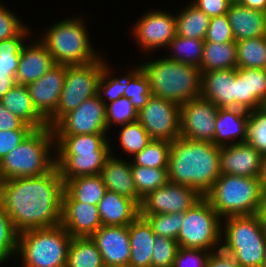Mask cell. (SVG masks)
<instances>
[{"mask_svg":"<svg viewBox=\"0 0 266 267\" xmlns=\"http://www.w3.org/2000/svg\"><path fill=\"white\" fill-rule=\"evenodd\" d=\"M236 68V41L225 43L204 41L203 56L199 67L201 72Z\"/></svg>","mask_w":266,"mask_h":267,"instance_id":"obj_31","label":"cell"},{"mask_svg":"<svg viewBox=\"0 0 266 267\" xmlns=\"http://www.w3.org/2000/svg\"><path fill=\"white\" fill-rule=\"evenodd\" d=\"M263 267H266V255H265V261H264Z\"/></svg>","mask_w":266,"mask_h":267,"instance_id":"obj_63","label":"cell"},{"mask_svg":"<svg viewBox=\"0 0 266 267\" xmlns=\"http://www.w3.org/2000/svg\"><path fill=\"white\" fill-rule=\"evenodd\" d=\"M236 108L246 110L245 68H236Z\"/></svg>","mask_w":266,"mask_h":267,"instance_id":"obj_55","label":"cell"},{"mask_svg":"<svg viewBox=\"0 0 266 267\" xmlns=\"http://www.w3.org/2000/svg\"><path fill=\"white\" fill-rule=\"evenodd\" d=\"M249 118V111L241 108H218L214 144L222 147L227 146V140L239 138L238 141L231 144L245 143L246 125Z\"/></svg>","mask_w":266,"mask_h":267,"instance_id":"obj_26","label":"cell"},{"mask_svg":"<svg viewBox=\"0 0 266 267\" xmlns=\"http://www.w3.org/2000/svg\"><path fill=\"white\" fill-rule=\"evenodd\" d=\"M201 97L218 108H236V69L202 72Z\"/></svg>","mask_w":266,"mask_h":267,"instance_id":"obj_20","label":"cell"},{"mask_svg":"<svg viewBox=\"0 0 266 267\" xmlns=\"http://www.w3.org/2000/svg\"><path fill=\"white\" fill-rule=\"evenodd\" d=\"M110 68L108 64H104L102 67V74L98 82L97 95L101 98L103 102L108 98L109 102H113L120 97L124 96V90L127 88V75L123 78H109Z\"/></svg>","mask_w":266,"mask_h":267,"instance_id":"obj_47","label":"cell"},{"mask_svg":"<svg viewBox=\"0 0 266 267\" xmlns=\"http://www.w3.org/2000/svg\"><path fill=\"white\" fill-rule=\"evenodd\" d=\"M257 216L260 220L263 233L266 237V213H257Z\"/></svg>","mask_w":266,"mask_h":267,"instance_id":"obj_59","label":"cell"},{"mask_svg":"<svg viewBox=\"0 0 266 267\" xmlns=\"http://www.w3.org/2000/svg\"><path fill=\"white\" fill-rule=\"evenodd\" d=\"M66 267H105L102 256L91 237H73Z\"/></svg>","mask_w":266,"mask_h":267,"instance_id":"obj_33","label":"cell"},{"mask_svg":"<svg viewBox=\"0 0 266 267\" xmlns=\"http://www.w3.org/2000/svg\"><path fill=\"white\" fill-rule=\"evenodd\" d=\"M120 132V144L125 152L133 157L142 151L151 141L145 128L138 122L123 124Z\"/></svg>","mask_w":266,"mask_h":267,"instance_id":"obj_42","label":"cell"},{"mask_svg":"<svg viewBox=\"0 0 266 267\" xmlns=\"http://www.w3.org/2000/svg\"><path fill=\"white\" fill-rule=\"evenodd\" d=\"M212 251L208 256L206 267H240L231 255L224 253L220 248Z\"/></svg>","mask_w":266,"mask_h":267,"instance_id":"obj_54","label":"cell"},{"mask_svg":"<svg viewBox=\"0 0 266 267\" xmlns=\"http://www.w3.org/2000/svg\"><path fill=\"white\" fill-rule=\"evenodd\" d=\"M176 19V35L187 38L204 39L210 17L193 4L182 9Z\"/></svg>","mask_w":266,"mask_h":267,"instance_id":"obj_32","label":"cell"},{"mask_svg":"<svg viewBox=\"0 0 266 267\" xmlns=\"http://www.w3.org/2000/svg\"><path fill=\"white\" fill-rule=\"evenodd\" d=\"M106 102L96 95L65 114L53 127L54 135L106 133Z\"/></svg>","mask_w":266,"mask_h":267,"instance_id":"obj_12","label":"cell"},{"mask_svg":"<svg viewBox=\"0 0 266 267\" xmlns=\"http://www.w3.org/2000/svg\"><path fill=\"white\" fill-rule=\"evenodd\" d=\"M246 111L266 105V70L245 68Z\"/></svg>","mask_w":266,"mask_h":267,"instance_id":"obj_37","label":"cell"},{"mask_svg":"<svg viewBox=\"0 0 266 267\" xmlns=\"http://www.w3.org/2000/svg\"><path fill=\"white\" fill-rule=\"evenodd\" d=\"M43 37L40 41L52 55L55 64L83 65L100 58L95 55L84 23L79 18L64 19L54 24Z\"/></svg>","mask_w":266,"mask_h":267,"instance_id":"obj_8","label":"cell"},{"mask_svg":"<svg viewBox=\"0 0 266 267\" xmlns=\"http://www.w3.org/2000/svg\"><path fill=\"white\" fill-rule=\"evenodd\" d=\"M140 216L148 221L155 235L177 240L183 222V213Z\"/></svg>","mask_w":266,"mask_h":267,"instance_id":"obj_43","label":"cell"},{"mask_svg":"<svg viewBox=\"0 0 266 267\" xmlns=\"http://www.w3.org/2000/svg\"><path fill=\"white\" fill-rule=\"evenodd\" d=\"M180 105L151 95L138 111V122L152 140L171 142L180 137Z\"/></svg>","mask_w":266,"mask_h":267,"instance_id":"obj_11","label":"cell"},{"mask_svg":"<svg viewBox=\"0 0 266 267\" xmlns=\"http://www.w3.org/2000/svg\"><path fill=\"white\" fill-rule=\"evenodd\" d=\"M221 217L203 197L183 213V222L177 237L179 247L207 250L222 244ZM217 245V246H216Z\"/></svg>","mask_w":266,"mask_h":267,"instance_id":"obj_10","label":"cell"},{"mask_svg":"<svg viewBox=\"0 0 266 267\" xmlns=\"http://www.w3.org/2000/svg\"><path fill=\"white\" fill-rule=\"evenodd\" d=\"M63 190L75 201L98 205L104 197L106 187L100 174L66 179Z\"/></svg>","mask_w":266,"mask_h":267,"instance_id":"obj_30","label":"cell"},{"mask_svg":"<svg viewBox=\"0 0 266 267\" xmlns=\"http://www.w3.org/2000/svg\"><path fill=\"white\" fill-rule=\"evenodd\" d=\"M97 206L102 225L127 226L140 215V205L135 200L110 190Z\"/></svg>","mask_w":266,"mask_h":267,"instance_id":"obj_23","label":"cell"},{"mask_svg":"<svg viewBox=\"0 0 266 267\" xmlns=\"http://www.w3.org/2000/svg\"><path fill=\"white\" fill-rule=\"evenodd\" d=\"M110 152H86L79 155H56V166L63 182L80 176L101 173Z\"/></svg>","mask_w":266,"mask_h":267,"instance_id":"obj_25","label":"cell"},{"mask_svg":"<svg viewBox=\"0 0 266 267\" xmlns=\"http://www.w3.org/2000/svg\"><path fill=\"white\" fill-rule=\"evenodd\" d=\"M204 40L215 43L235 41L227 14L210 18V23L207 28Z\"/></svg>","mask_w":266,"mask_h":267,"instance_id":"obj_48","label":"cell"},{"mask_svg":"<svg viewBox=\"0 0 266 267\" xmlns=\"http://www.w3.org/2000/svg\"><path fill=\"white\" fill-rule=\"evenodd\" d=\"M110 267H131L130 265H117V266H110Z\"/></svg>","mask_w":266,"mask_h":267,"instance_id":"obj_62","label":"cell"},{"mask_svg":"<svg viewBox=\"0 0 266 267\" xmlns=\"http://www.w3.org/2000/svg\"><path fill=\"white\" fill-rule=\"evenodd\" d=\"M53 139V140H52ZM54 132L49 126L34 129L24 141L0 161V170L5 180L37 177L50 172L56 166V158L50 160Z\"/></svg>","mask_w":266,"mask_h":267,"instance_id":"obj_4","label":"cell"},{"mask_svg":"<svg viewBox=\"0 0 266 267\" xmlns=\"http://www.w3.org/2000/svg\"><path fill=\"white\" fill-rule=\"evenodd\" d=\"M204 39L187 38L175 36L169 43L168 47L173 49L175 53L165 57L172 61L191 64L200 67L203 56Z\"/></svg>","mask_w":266,"mask_h":267,"instance_id":"obj_36","label":"cell"},{"mask_svg":"<svg viewBox=\"0 0 266 267\" xmlns=\"http://www.w3.org/2000/svg\"><path fill=\"white\" fill-rule=\"evenodd\" d=\"M130 72L127 75V88L124 90V97L130 99L134 108L139 111L151 96L150 83L141 67L137 66L135 70Z\"/></svg>","mask_w":266,"mask_h":267,"instance_id":"obj_41","label":"cell"},{"mask_svg":"<svg viewBox=\"0 0 266 267\" xmlns=\"http://www.w3.org/2000/svg\"><path fill=\"white\" fill-rule=\"evenodd\" d=\"M3 181H4V179L2 177L1 170H0V186L2 185Z\"/></svg>","mask_w":266,"mask_h":267,"instance_id":"obj_61","label":"cell"},{"mask_svg":"<svg viewBox=\"0 0 266 267\" xmlns=\"http://www.w3.org/2000/svg\"><path fill=\"white\" fill-rule=\"evenodd\" d=\"M105 105L108 129L114 122L123 125L138 121V111L134 108L131 100L124 96L110 104L107 102Z\"/></svg>","mask_w":266,"mask_h":267,"instance_id":"obj_45","label":"cell"},{"mask_svg":"<svg viewBox=\"0 0 266 267\" xmlns=\"http://www.w3.org/2000/svg\"><path fill=\"white\" fill-rule=\"evenodd\" d=\"M245 143L266 155V106L249 111Z\"/></svg>","mask_w":266,"mask_h":267,"instance_id":"obj_40","label":"cell"},{"mask_svg":"<svg viewBox=\"0 0 266 267\" xmlns=\"http://www.w3.org/2000/svg\"><path fill=\"white\" fill-rule=\"evenodd\" d=\"M228 145L220 148L221 174L260 178L263 156L247 143Z\"/></svg>","mask_w":266,"mask_h":267,"instance_id":"obj_18","label":"cell"},{"mask_svg":"<svg viewBox=\"0 0 266 267\" xmlns=\"http://www.w3.org/2000/svg\"><path fill=\"white\" fill-rule=\"evenodd\" d=\"M220 249L233 257L240 267H263L266 237L257 214L226 217ZM224 243V244H223Z\"/></svg>","mask_w":266,"mask_h":267,"instance_id":"obj_6","label":"cell"},{"mask_svg":"<svg viewBox=\"0 0 266 267\" xmlns=\"http://www.w3.org/2000/svg\"><path fill=\"white\" fill-rule=\"evenodd\" d=\"M61 225L72 237H91L102 226L98 206L77 202L63 190Z\"/></svg>","mask_w":266,"mask_h":267,"instance_id":"obj_16","label":"cell"},{"mask_svg":"<svg viewBox=\"0 0 266 267\" xmlns=\"http://www.w3.org/2000/svg\"><path fill=\"white\" fill-rule=\"evenodd\" d=\"M133 181L138 197L142 200L152 191L165 186L168 182V168H148L131 165Z\"/></svg>","mask_w":266,"mask_h":267,"instance_id":"obj_35","label":"cell"},{"mask_svg":"<svg viewBox=\"0 0 266 267\" xmlns=\"http://www.w3.org/2000/svg\"><path fill=\"white\" fill-rule=\"evenodd\" d=\"M239 3L247 8L260 10L266 13V0H239Z\"/></svg>","mask_w":266,"mask_h":267,"instance_id":"obj_57","label":"cell"},{"mask_svg":"<svg viewBox=\"0 0 266 267\" xmlns=\"http://www.w3.org/2000/svg\"><path fill=\"white\" fill-rule=\"evenodd\" d=\"M235 41L266 36V13L232 2L226 13Z\"/></svg>","mask_w":266,"mask_h":267,"instance_id":"obj_22","label":"cell"},{"mask_svg":"<svg viewBox=\"0 0 266 267\" xmlns=\"http://www.w3.org/2000/svg\"><path fill=\"white\" fill-rule=\"evenodd\" d=\"M71 234L60 224L19 233L17 254L23 267H66Z\"/></svg>","mask_w":266,"mask_h":267,"instance_id":"obj_7","label":"cell"},{"mask_svg":"<svg viewBox=\"0 0 266 267\" xmlns=\"http://www.w3.org/2000/svg\"><path fill=\"white\" fill-rule=\"evenodd\" d=\"M63 179L57 166L37 177L3 181L0 203L20 233L61 224Z\"/></svg>","mask_w":266,"mask_h":267,"instance_id":"obj_1","label":"cell"},{"mask_svg":"<svg viewBox=\"0 0 266 267\" xmlns=\"http://www.w3.org/2000/svg\"><path fill=\"white\" fill-rule=\"evenodd\" d=\"M16 84L14 74H0V99Z\"/></svg>","mask_w":266,"mask_h":267,"instance_id":"obj_56","label":"cell"},{"mask_svg":"<svg viewBox=\"0 0 266 267\" xmlns=\"http://www.w3.org/2000/svg\"><path fill=\"white\" fill-rule=\"evenodd\" d=\"M106 133L54 135L56 155H79L86 152H111Z\"/></svg>","mask_w":266,"mask_h":267,"instance_id":"obj_29","label":"cell"},{"mask_svg":"<svg viewBox=\"0 0 266 267\" xmlns=\"http://www.w3.org/2000/svg\"><path fill=\"white\" fill-rule=\"evenodd\" d=\"M140 67L149 80L151 95L179 105L201 96L202 72L194 65L161 58Z\"/></svg>","mask_w":266,"mask_h":267,"instance_id":"obj_3","label":"cell"},{"mask_svg":"<svg viewBox=\"0 0 266 267\" xmlns=\"http://www.w3.org/2000/svg\"><path fill=\"white\" fill-rule=\"evenodd\" d=\"M209 254L210 251L207 252L206 250L179 247L172 267H187L188 263L190 266L192 264L193 267H206Z\"/></svg>","mask_w":266,"mask_h":267,"instance_id":"obj_49","label":"cell"},{"mask_svg":"<svg viewBox=\"0 0 266 267\" xmlns=\"http://www.w3.org/2000/svg\"><path fill=\"white\" fill-rule=\"evenodd\" d=\"M257 213H266V189L262 191L261 208Z\"/></svg>","mask_w":266,"mask_h":267,"instance_id":"obj_60","label":"cell"},{"mask_svg":"<svg viewBox=\"0 0 266 267\" xmlns=\"http://www.w3.org/2000/svg\"><path fill=\"white\" fill-rule=\"evenodd\" d=\"M100 176L106 190L131 198L139 205L141 204L142 200L138 197L133 181L131 162L129 163L110 155L104 163Z\"/></svg>","mask_w":266,"mask_h":267,"instance_id":"obj_24","label":"cell"},{"mask_svg":"<svg viewBox=\"0 0 266 267\" xmlns=\"http://www.w3.org/2000/svg\"><path fill=\"white\" fill-rule=\"evenodd\" d=\"M231 3L230 0H195L192 2L194 6L203 11L210 18L226 14Z\"/></svg>","mask_w":266,"mask_h":267,"instance_id":"obj_52","label":"cell"},{"mask_svg":"<svg viewBox=\"0 0 266 267\" xmlns=\"http://www.w3.org/2000/svg\"><path fill=\"white\" fill-rule=\"evenodd\" d=\"M134 26L135 38L146 51L165 47L176 36L175 15L159 10L147 12Z\"/></svg>","mask_w":266,"mask_h":267,"instance_id":"obj_15","label":"cell"},{"mask_svg":"<svg viewBox=\"0 0 266 267\" xmlns=\"http://www.w3.org/2000/svg\"><path fill=\"white\" fill-rule=\"evenodd\" d=\"M83 65H65V81L56 111L47 119L53 127L65 114L75 110L86 99L96 96L104 60Z\"/></svg>","mask_w":266,"mask_h":267,"instance_id":"obj_9","label":"cell"},{"mask_svg":"<svg viewBox=\"0 0 266 267\" xmlns=\"http://www.w3.org/2000/svg\"><path fill=\"white\" fill-rule=\"evenodd\" d=\"M220 148L212 142L178 137L170 142L168 179L190 186L203 197L221 175Z\"/></svg>","mask_w":266,"mask_h":267,"instance_id":"obj_2","label":"cell"},{"mask_svg":"<svg viewBox=\"0 0 266 267\" xmlns=\"http://www.w3.org/2000/svg\"><path fill=\"white\" fill-rule=\"evenodd\" d=\"M10 10L0 5V41L19 35L25 26Z\"/></svg>","mask_w":266,"mask_h":267,"instance_id":"obj_50","label":"cell"},{"mask_svg":"<svg viewBox=\"0 0 266 267\" xmlns=\"http://www.w3.org/2000/svg\"><path fill=\"white\" fill-rule=\"evenodd\" d=\"M65 81V65L56 64L35 82L27 85L37 111L47 120L59 104Z\"/></svg>","mask_w":266,"mask_h":267,"instance_id":"obj_19","label":"cell"},{"mask_svg":"<svg viewBox=\"0 0 266 267\" xmlns=\"http://www.w3.org/2000/svg\"><path fill=\"white\" fill-rule=\"evenodd\" d=\"M218 107L203 97L180 104V137L214 143Z\"/></svg>","mask_w":266,"mask_h":267,"instance_id":"obj_14","label":"cell"},{"mask_svg":"<svg viewBox=\"0 0 266 267\" xmlns=\"http://www.w3.org/2000/svg\"><path fill=\"white\" fill-rule=\"evenodd\" d=\"M178 249L177 240L155 235L151 267H172Z\"/></svg>","mask_w":266,"mask_h":267,"instance_id":"obj_46","label":"cell"},{"mask_svg":"<svg viewBox=\"0 0 266 267\" xmlns=\"http://www.w3.org/2000/svg\"><path fill=\"white\" fill-rule=\"evenodd\" d=\"M105 267L129 265L131 247L129 227L102 225L92 236Z\"/></svg>","mask_w":266,"mask_h":267,"instance_id":"obj_17","label":"cell"},{"mask_svg":"<svg viewBox=\"0 0 266 267\" xmlns=\"http://www.w3.org/2000/svg\"><path fill=\"white\" fill-rule=\"evenodd\" d=\"M16 129H34L25 124L20 118L13 115L9 110L4 108L0 102V131Z\"/></svg>","mask_w":266,"mask_h":267,"instance_id":"obj_53","label":"cell"},{"mask_svg":"<svg viewBox=\"0 0 266 267\" xmlns=\"http://www.w3.org/2000/svg\"><path fill=\"white\" fill-rule=\"evenodd\" d=\"M34 129L0 131V161L16 148Z\"/></svg>","mask_w":266,"mask_h":267,"instance_id":"obj_51","label":"cell"},{"mask_svg":"<svg viewBox=\"0 0 266 267\" xmlns=\"http://www.w3.org/2000/svg\"><path fill=\"white\" fill-rule=\"evenodd\" d=\"M237 67L266 70V36L236 42Z\"/></svg>","mask_w":266,"mask_h":267,"instance_id":"obj_34","label":"cell"},{"mask_svg":"<svg viewBox=\"0 0 266 267\" xmlns=\"http://www.w3.org/2000/svg\"><path fill=\"white\" fill-rule=\"evenodd\" d=\"M128 227L131 247L129 265L131 267H151L155 239L151 225L139 215Z\"/></svg>","mask_w":266,"mask_h":267,"instance_id":"obj_28","label":"cell"},{"mask_svg":"<svg viewBox=\"0 0 266 267\" xmlns=\"http://www.w3.org/2000/svg\"><path fill=\"white\" fill-rule=\"evenodd\" d=\"M0 102L4 108L34 129L48 126L47 120L34 107L27 85L15 84Z\"/></svg>","mask_w":266,"mask_h":267,"instance_id":"obj_27","label":"cell"},{"mask_svg":"<svg viewBox=\"0 0 266 267\" xmlns=\"http://www.w3.org/2000/svg\"><path fill=\"white\" fill-rule=\"evenodd\" d=\"M260 179H261L263 189H266V155L263 156L262 171H261Z\"/></svg>","mask_w":266,"mask_h":267,"instance_id":"obj_58","label":"cell"},{"mask_svg":"<svg viewBox=\"0 0 266 267\" xmlns=\"http://www.w3.org/2000/svg\"><path fill=\"white\" fill-rule=\"evenodd\" d=\"M203 196L190 186L168 182L152 191L140 204V215L184 213Z\"/></svg>","mask_w":266,"mask_h":267,"instance_id":"obj_13","label":"cell"},{"mask_svg":"<svg viewBox=\"0 0 266 267\" xmlns=\"http://www.w3.org/2000/svg\"><path fill=\"white\" fill-rule=\"evenodd\" d=\"M260 178L221 174L204 196L221 218L257 214L261 208Z\"/></svg>","mask_w":266,"mask_h":267,"instance_id":"obj_5","label":"cell"},{"mask_svg":"<svg viewBox=\"0 0 266 267\" xmlns=\"http://www.w3.org/2000/svg\"><path fill=\"white\" fill-rule=\"evenodd\" d=\"M231 2H239V0H230Z\"/></svg>","mask_w":266,"mask_h":267,"instance_id":"obj_64","label":"cell"},{"mask_svg":"<svg viewBox=\"0 0 266 267\" xmlns=\"http://www.w3.org/2000/svg\"><path fill=\"white\" fill-rule=\"evenodd\" d=\"M170 142L165 140H152L142 151L138 152L131 165L148 168H168Z\"/></svg>","mask_w":266,"mask_h":267,"instance_id":"obj_38","label":"cell"},{"mask_svg":"<svg viewBox=\"0 0 266 267\" xmlns=\"http://www.w3.org/2000/svg\"><path fill=\"white\" fill-rule=\"evenodd\" d=\"M19 232L0 203V264L17 253Z\"/></svg>","mask_w":266,"mask_h":267,"instance_id":"obj_44","label":"cell"},{"mask_svg":"<svg viewBox=\"0 0 266 267\" xmlns=\"http://www.w3.org/2000/svg\"><path fill=\"white\" fill-rule=\"evenodd\" d=\"M55 64L42 42L23 46L16 73V84L28 85L46 74Z\"/></svg>","mask_w":266,"mask_h":267,"instance_id":"obj_21","label":"cell"},{"mask_svg":"<svg viewBox=\"0 0 266 267\" xmlns=\"http://www.w3.org/2000/svg\"><path fill=\"white\" fill-rule=\"evenodd\" d=\"M25 28L19 35L0 41V74H14L16 76L23 40L28 34ZM25 38V39H24Z\"/></svg>","mask_w":266,"mask_h":267,"instance_id":"obj_39","label":"cell"}]
</instances>
